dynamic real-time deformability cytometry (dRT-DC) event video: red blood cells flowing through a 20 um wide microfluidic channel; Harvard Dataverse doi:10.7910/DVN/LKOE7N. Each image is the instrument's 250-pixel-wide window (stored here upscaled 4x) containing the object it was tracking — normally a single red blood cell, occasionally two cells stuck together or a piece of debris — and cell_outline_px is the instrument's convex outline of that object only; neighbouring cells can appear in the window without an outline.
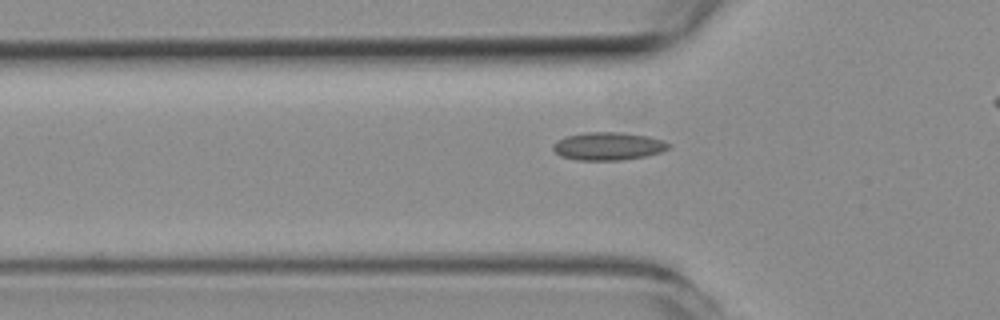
{"species": "common noctule bat (a hibernating species)", "species_latin": "Nyctalus noctula", "temperature_condition": "room temperature", "stored_images_in_passage": 42, "camera_frame_rate_fps": 3000, "um_per_image_px": 0.085, "animal": {"sex": "female", "body_mass_g": 19.3, "forearm_length_mm": 54.1}, "frame": {"image": 1, "passage_image": 14, "time_ms": 4.333, "image_size_px": [1000, 320], "cell_outline_px": [[668, 148], [660, 152], [644, 156], [620, 160], [576, 160], [560, 156], [552, 148], [552, 144], [564, 136], [588, 132], [620, 132], [648, 136], [664, 140], [668, 144]], "centroid_in_image_um": [51.65, 12.42], "position_along_channel_um": 74.2, "area_um2": 18.73}}
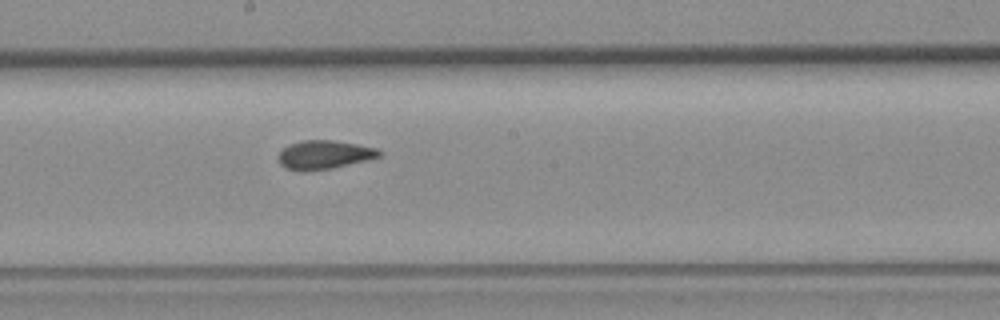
{"frame": {"image": 2, "passage_image": 25, "time_ms": 8.0, "image_size_px": [1000, 320], "cell_outline_px": [[384, 152], [380, 156], [368, 160], [332, 168], [300, 172], [284, 168], [280, 164], [276, 156], [288, 144], [304, 140], [332, 140], [356, 144], [376, 148]], "centroid_in_image_um": [27.53, 13.16], "position_along_channel_um": 220.7, "area_um2": 17.05}}
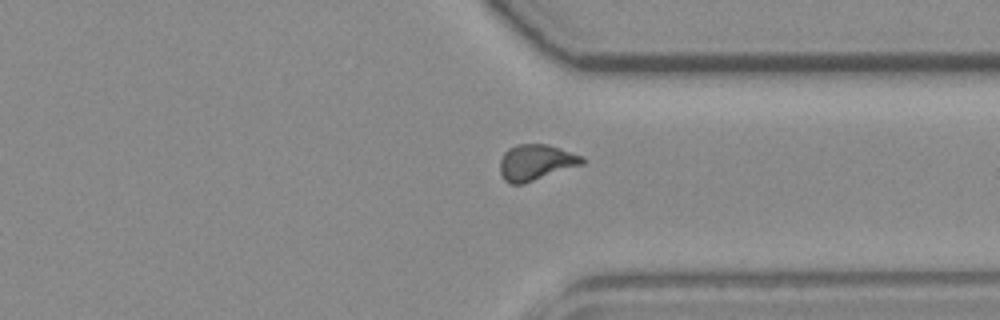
{"frame": {"image": 3, "passage_image": 36, "time_ms": 11.667, "image_size_px": [1000, 320], "cell_outline_px": [[584, 164], [524, 184], [508, 184], [504, 180], [500, 172], [500, 160], [504, 152], [508, 148], [516, 144], [548, 144], [584, 156]], "centroid_in_image_um": [45.55, 13.81], "position_along_channel_um": 365.9, "area_um2": 17.46}, "authors_computed_cell_mechanics": {"area_um2": 17.0221, "velocity_mm_per_s": 3.9776, "shape_relaxation_time_tau1_ms": null, "shape_relaxation_time_tau2_ms": 1.4069, "deformation_change_tau1": null, "deformation_change_tau2": 0.066}}